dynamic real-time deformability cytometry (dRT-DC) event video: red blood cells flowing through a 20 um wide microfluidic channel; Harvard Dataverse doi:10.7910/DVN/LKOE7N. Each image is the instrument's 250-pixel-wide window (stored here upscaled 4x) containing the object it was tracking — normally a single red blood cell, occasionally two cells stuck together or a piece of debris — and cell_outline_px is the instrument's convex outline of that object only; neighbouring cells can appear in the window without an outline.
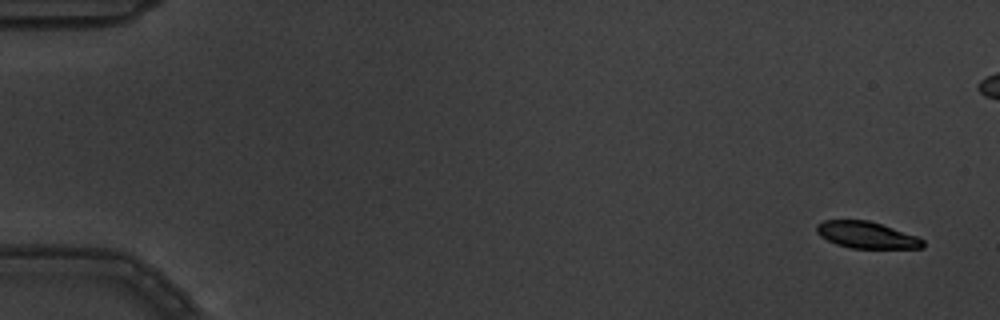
{"species": "common noctule bat (a hibernating species)", "species_latin": "Nyctalus noctula", "temperature_condition": "warm", "stored_images_in_passage": 6, "camera_frame_rate_fps": 3000, "um_per_image_px": 0.085, "animal": {"sex": "male", "body_mass_g": 19.5, "forearm_length_mm": 54.6}, "frame": {"image": 1, "passage_image": 1, "time_ms": 0.0, "image_size_px": [1000, 320], "cell_outline_px": [[924, 248], [852, 248], [836, 244], [820, 236], [816, 232], [816, 224], [824, 220], [868, 220], [916, 236], [924, 240]], "centroid_in_image_um": [73.63, 19.97], "position_along_channel_um": 11.4, "area_um2": 16.36}}